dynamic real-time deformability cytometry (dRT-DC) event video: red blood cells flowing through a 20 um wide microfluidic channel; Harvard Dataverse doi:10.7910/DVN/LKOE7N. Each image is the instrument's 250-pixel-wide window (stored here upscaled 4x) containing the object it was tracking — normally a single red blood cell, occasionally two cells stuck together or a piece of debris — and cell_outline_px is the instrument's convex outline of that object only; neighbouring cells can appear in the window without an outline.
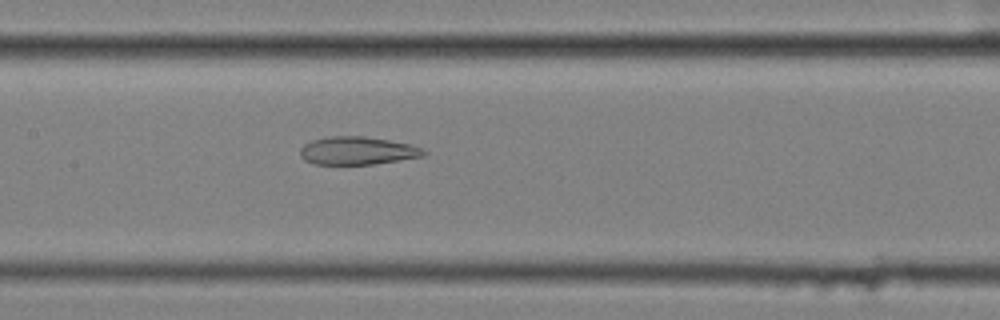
{"species": "common noctule bat (a hibernating species)", "species_latin": "Nyctalus noctula", "temperature_condition": "cold", "stored_images_in_passage": 50, "camera_frame_rate_fps": 3000, "um_per_image_px": 0.085, "animal": {"sex": "female", "body_mass_g": 25.1}, "frame": {"image": 1, "passage_image": 21, "time_ms": 6.667, "image_size_px": [1000, 320], "cell_outline_px": [[428, 152], [424, 156], [372, 164], [312, 164], [304, 160], [300, 156], [300, 148], [304, 144], [312, 140], [328, 136], [364, 136], [412, 144]], "centroid_in_image_um": [30.35, 12.8], "position_along_channel_um": 177.0, "area_um2": 20.17}}
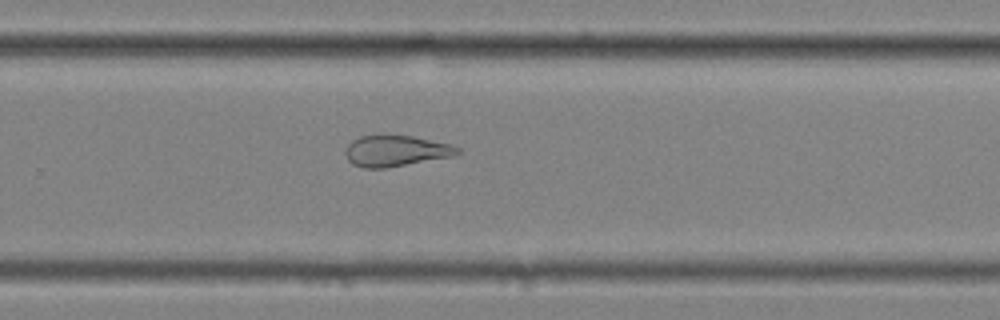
{"frame": {"image": 2, "passage_image": 31, "time_ms": 10.0, "image_size_px": [1000, 320], "cell_outline_px": [[460, 152], [452, 156], [384, 168], [364, 168], [352, 164], [348, 160], [344, 152], [348, 144], [352, 140], [360, 136], [384, 132], [388, 132], [412, 136], [452, 144], [460, 148]], "centroid_in_image_um": [33.6, 12.77], "position_along_channel_um": 296.2, "area_um2": 20.81}}
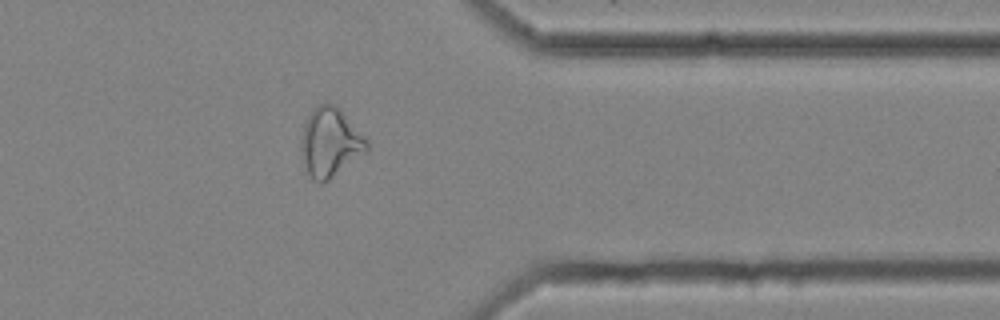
{"frame": {"image": 3, "passage_image": 39, "time_ms": 12.667, "image_size_px": [1000, 320], "cell_outline_px": [[368, 148], [364, 152], [328, 180], [320, 184], [312, 180], [304, 172], [300, 148], [300, 140], [304, 124], [308, 116], [320, 104], [336, 104], [340, 108], [368, 140]], "centroid_in_image_um": [28.01, 12.13], "position_along_channel_um": 383.4, "area_um2": 26.36}, "authors_computed_cell_mechanics": {"area_um2": 25.6054, "velocity_mm_per_s": 3.5853, "shape_relaxation_time_tau1_ms": null, "shape_relaxation_time_tau2_ms": 2.5474, "deformation_change_tau1": null, "deformation_change_tau2": 0.1073}}